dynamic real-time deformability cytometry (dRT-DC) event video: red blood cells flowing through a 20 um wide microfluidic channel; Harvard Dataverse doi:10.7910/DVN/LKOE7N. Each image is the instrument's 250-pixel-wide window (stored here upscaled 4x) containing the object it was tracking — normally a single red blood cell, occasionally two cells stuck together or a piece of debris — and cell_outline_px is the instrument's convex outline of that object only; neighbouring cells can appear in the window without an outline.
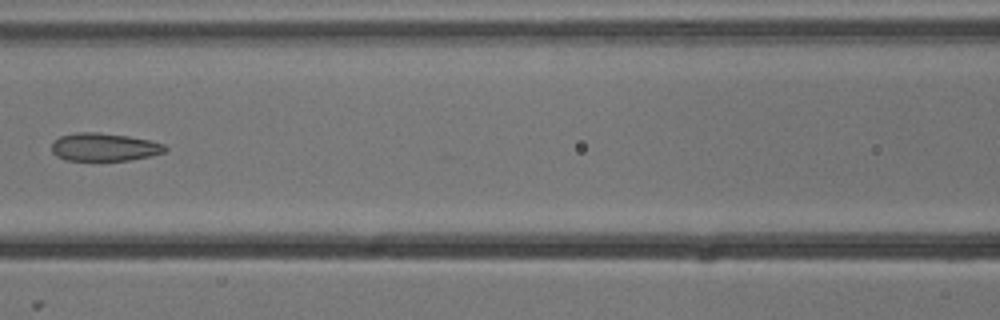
{"species": "common noctule bat (a hibernating species)", "species_latin": "Nyctalus noctula", "temperature_condition": "cold", "stored_images_in_passage": 8, "camera_frame_rate_fps": 3000, "um_per_image_px": 0.085, "animal": {"sex": "male", "body_mass_g": 13.3}, "frame": {"image": 1, "passage_image": 6, "time_ms": 1.667, "image_size_px": [1000, 320], "cell_outline_px": [[168, 148], [164, 152], [152, 156], [128, 160], [64, 160], [56, 156], [52, 152], [52, 144], [60, 136], [76, 132], [96, 132], [128, 136], [148, 140], [164, 144]], "centroid_in_image_um": [8.86, 12.5], "position_along_channel_um": 157.7, "area_um2": 18.44}}
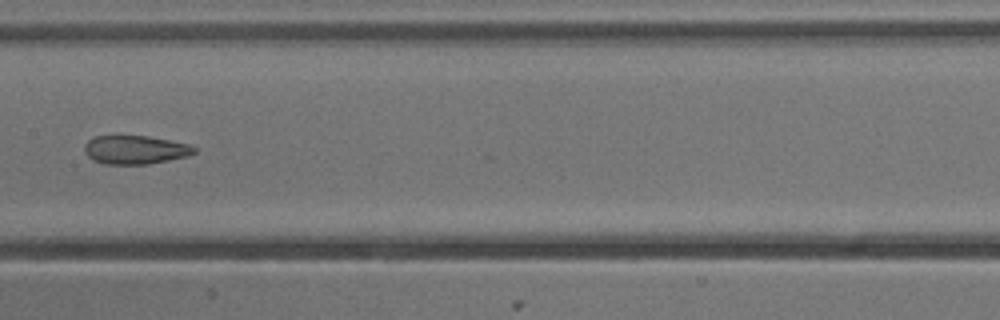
{"frame": {"image": 2, "passage_image": 7, "time_ms": 2.0, "image_size_px": [1000, 320], "cell_outline_px": [[196, 152], [188, 156], [148, 164], [104, 164], [92, 160], [84, 152], [84, 144], [88, 140], [96, 136], [148, 136], [188, 144], [196, 148]], "centroid_in_image_um": [11.46, 12.73], "position_along_channel_um": 195.9, "area_um2": 18.26}}
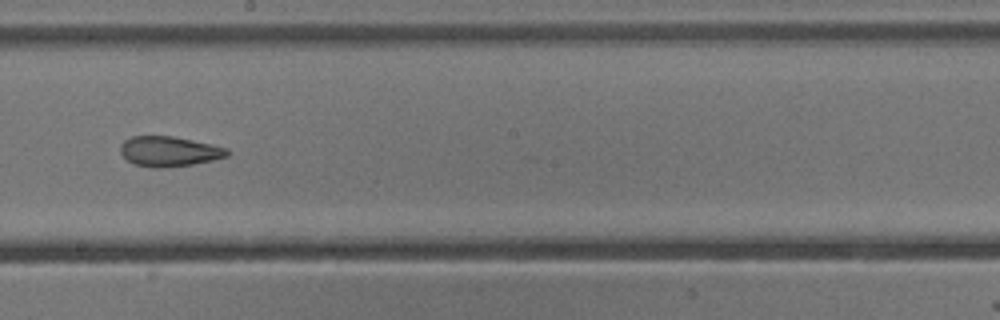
{"frame": {"image": 3, "passage_image": 8, "time_ms": 2.333, "image_size_px": [1000, 320], "cell_outline_px": [[228, 156], [212, 160], [192, 164], [160, 168], [152, 168], [136, 164], [128, 160], [120, 152], [120, 144], [124, 140], [132, 136], [172, 136], [192, 140], [228, 148]], "centroid_in_image_um": [14.35, 12.86], "position_along_channel_um": 233.8, "area_um2": 18.55}}